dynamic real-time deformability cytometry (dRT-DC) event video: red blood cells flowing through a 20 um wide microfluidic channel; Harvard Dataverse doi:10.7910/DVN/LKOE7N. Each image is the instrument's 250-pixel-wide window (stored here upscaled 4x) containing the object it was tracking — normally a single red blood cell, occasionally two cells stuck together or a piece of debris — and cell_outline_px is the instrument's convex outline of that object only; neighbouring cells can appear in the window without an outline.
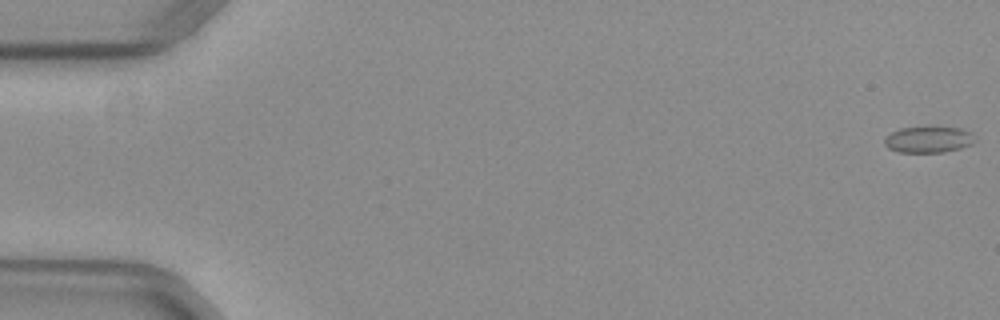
{"species": "common noctule bat (a hibernating species)", "species_latin": "Nyctalus noctula", "temperature_condition": "warm", "stored_images_in_passage": 36, "camera_frame_rate_fps": 3000, "um_per_image_px": 0.085, "animal": {"sex": "female", "body_mass_g": 29.2, "forearm_length_mm": 56.3}, "frame": {"image": 1, "passage_image": 1, "time_ms": 0.0, "image_size_px": [1000, 320], "cell_outline_px": [[976, 140], [972, 144], [960, 148], [944, 152], [900, 152], [888, 148], [884, 144], [884, 136], [900, 128], [960, 128], [972, 132], [976, 136]], "centroid_in_image_um": [78.93, 11.87], "position_along_channel_um": 6.1, "area_um2": 13.76}}
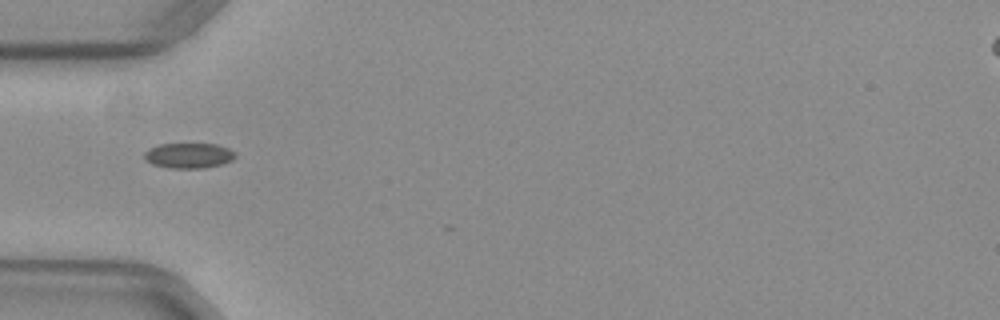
{"frame": {"image": 2, "passage_image": 18, "time_ms": 5.667, "image_size_px": [1000, 320], "cell_outline_px": [[236, 156], [232, 160], [220, 164], [204, 168], [168, 168], [152, 164], [144, 160], [144, 152], [160, 144], [216, 144], [228, 148], [236, 152]], "centroid_in_image_um": [16.04, 13.23], "position_along_channel_um": 69.0, "area_um2": 13.35}}
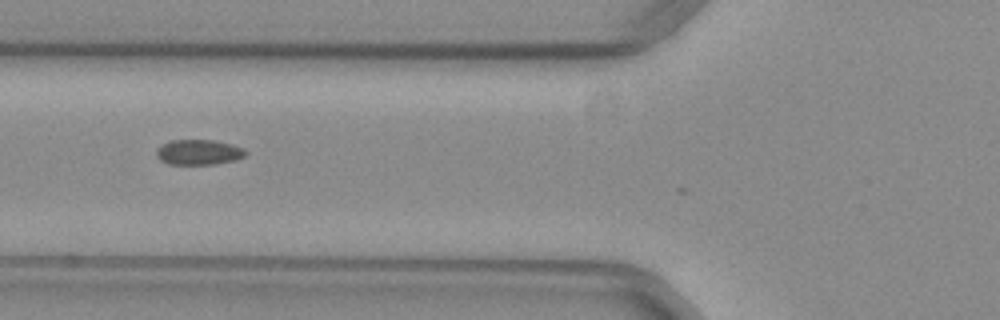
{"frame": {"image": 3, "passage_image": 21, "time_ms": 6.667, "image_size_px": [1000, 320], "cell_outline_px": [[248, 152], [244, 156], [236, 160], [216, 164], [168, 164], [160, 160], [156, 156], [156, 152], [164, 144], [172, 140], [216, 140], [232, 144], [244, 148]], "centroid_in_image_um": [16.94, 12.94], "position_along_channel_um": 108.9, "area_um2": 13.12}}